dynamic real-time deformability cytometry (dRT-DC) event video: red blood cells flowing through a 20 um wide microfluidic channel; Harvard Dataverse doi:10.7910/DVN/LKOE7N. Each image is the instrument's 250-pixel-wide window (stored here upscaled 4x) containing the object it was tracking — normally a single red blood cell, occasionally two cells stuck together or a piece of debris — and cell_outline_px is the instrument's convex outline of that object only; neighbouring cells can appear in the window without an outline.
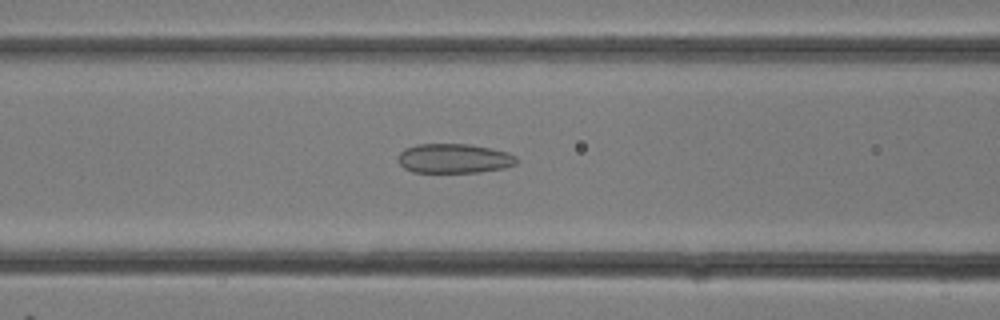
{"species": "common noctule bat (a hibernating species)", "species_latin": "Nyctalus noctula", "temperature_condition": "room temperature", "stored_images_in_passage": 16, "camera_frame_rate_fps": 3000, "um_per_image_px": 0.085, "animal": {"sex": "female"}, "frame": {"image": 1, "passage_image": 12, "time_ms": 3.667, "image_size_px": [1000, 320], "cell_outline_px": [[516, 164], [504, 168], [480, 172], [412, 172], [404, 168], [396, 160], [396, 156], [404, 148], [416, 144], [468, 144], [492, 148], [508, 152], [516, 156]], "centroid_in_image_um": [38.56, 13.46], "position_along_channel_um": 128.0, "area_um2": 20.58}}
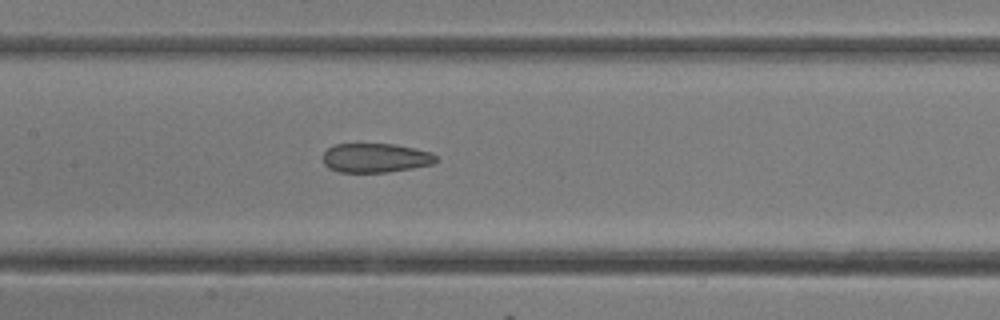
{"frame": {"image": 2, "passage_image": 14, "time_ms": 4.333, "image_size_px": [1000, 320], "cell_outline_px": [[440, 160], [432, 164], [412, 168], [388, 172], [340, 172], [328, 168], [324, 164], [324, 152], [328, 148], [336, 144], [396, 144], [432, 152]], "centroid_in_image_um": [31.95, 13.42], "position_along_channel_um": 175.4, "area_um2": 19.31}}
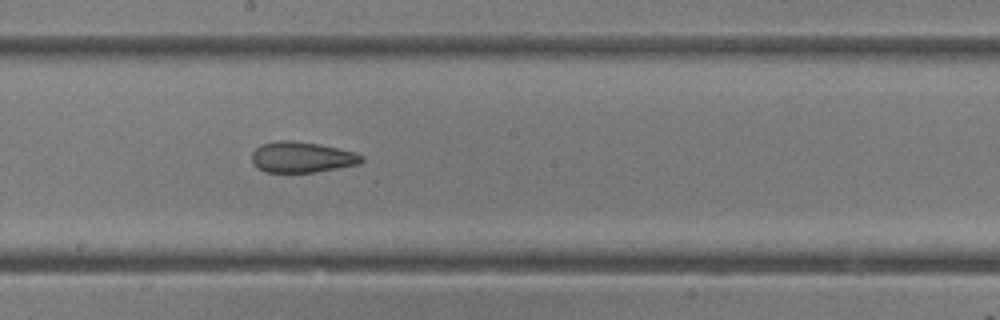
{"frame": {"image": 3, "passage_image": 16, "time_ms": 5.0, "image_size_px": [1000, 320], "cell_outline_px": [[364, 160], [360, 164], [312, 172], [268, 172], [256, 168], [252, 164], [252, 152], [260, 144], [276, 140], [292, 140], [320, 144], [356, 152], [364, 156]], "centroid_in_image_um": [25.64, 13.34], "position_along_channel_um": 222.6, "area_um2": 19.88}}